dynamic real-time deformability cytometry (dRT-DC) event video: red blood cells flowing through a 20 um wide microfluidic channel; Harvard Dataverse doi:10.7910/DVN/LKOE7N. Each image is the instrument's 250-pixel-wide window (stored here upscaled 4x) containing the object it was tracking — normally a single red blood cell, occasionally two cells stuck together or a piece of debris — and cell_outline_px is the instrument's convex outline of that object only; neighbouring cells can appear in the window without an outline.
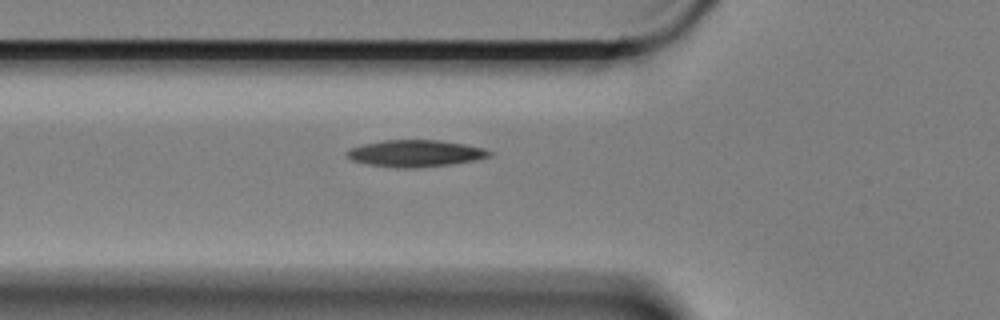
{"species": "Egyptian fruit bat (a non-hibernating species)", "species_latin": "Rousettus aegyptiacus", "temperature_condition": "cold", "stored_images_in_passage": 8, "camera_frame_rate_fps": 3000, "um_per_image_px": 0.085, "animal": {"sex": "female"}, "frame": {"image": 1, "passage_image": 8, "time_ms": 2.333, "image_size_px": [1000, 320], "cell_outline_px": [[492, 156], [472, 160], [448, 164], [416, 168], [400, 168], [368, 164], [352, 160], [344, 156], [344, 152], [360, 144], [384, 140], [440, 140], [464, 144], [484, 148], [492, 152]], "centroid_in_image_um": [35.26, 13.03], "position_along_channel_um": 90.5, "area_um2": 22.2}}